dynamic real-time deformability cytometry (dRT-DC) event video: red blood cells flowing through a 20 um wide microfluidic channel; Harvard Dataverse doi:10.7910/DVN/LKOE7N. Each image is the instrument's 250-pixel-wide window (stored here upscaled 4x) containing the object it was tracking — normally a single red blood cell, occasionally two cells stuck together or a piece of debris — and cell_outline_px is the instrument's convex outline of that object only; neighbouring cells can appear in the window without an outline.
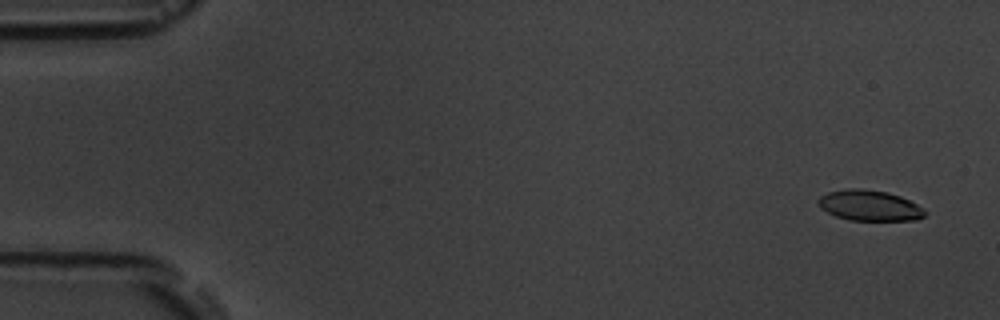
{"species": "common noctule bat (a hibernating species)", "species_latin": "Nyctalus noctula", "temperature_condition": "room temperature", "stored_images_in_passage": 5, "camera_frame_rate_fps": 3000, "um_per_image_px": 0.085, "animal": {"sex": "male", "body_mass_g": 19.5, "forearm_length_mm": 54.6}, "frame": {"image": 1, "passage_image": 1, "time_ms": 0.0, "image_size_px": [1000, 320], "cell_outline_px": [[928, 212], [924, 216], [916, 220], [848, 220], [836, 216], [820, 208], [816, 200], [820, 196], [828, 192], [848, 188], [860, 188], [888, 192], [900, 196], [924, 208]], "centroid_in_image_um": [73.9, 17.46], "position_along_channel_um": 11.1, "area_um2": 19.13}}